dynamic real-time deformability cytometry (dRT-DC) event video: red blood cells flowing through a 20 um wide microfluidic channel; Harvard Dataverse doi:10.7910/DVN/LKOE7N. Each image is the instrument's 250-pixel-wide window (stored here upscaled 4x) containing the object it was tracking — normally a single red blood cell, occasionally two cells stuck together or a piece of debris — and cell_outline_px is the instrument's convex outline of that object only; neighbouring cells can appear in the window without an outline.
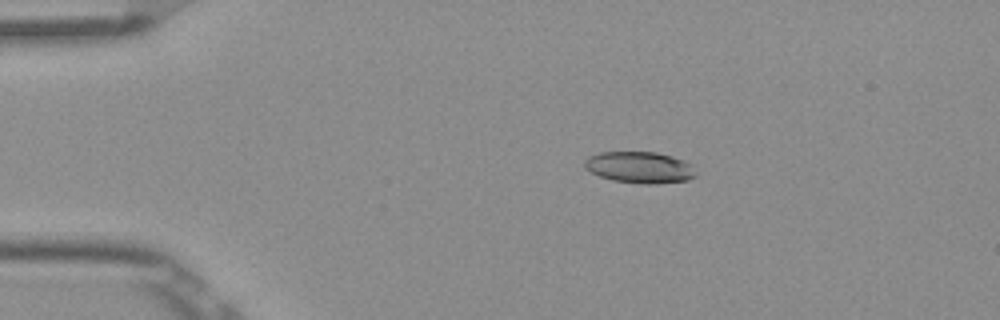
{"species": "Egyptian fruit bat (a non-hibernating species)", "species_latin": "Rousettus aegyptiacus", "temperature_condition": "room temperature", "stored_images_in_passage": 51, "camera_frame_rate_fps": 3000, "um_per_image_px": 0.085, "frame": {"image": 1, "passage_image": 9, "time_ms": 2.667, "image_size_px": [1000, 320], "cell_outline_px": [[696, 176], [688, 180], [656, 184], [644, 184], [612, 180], [600, 176], [584, 168], [584, 160], [588, 156], [600, 152], [656, 152], [672, 156], [684, 160], [692, 164]], "centroid_in_image_um": [54.37, 14.22], "position_along_channel_um": 30.6, "area_um2": 20.52}}
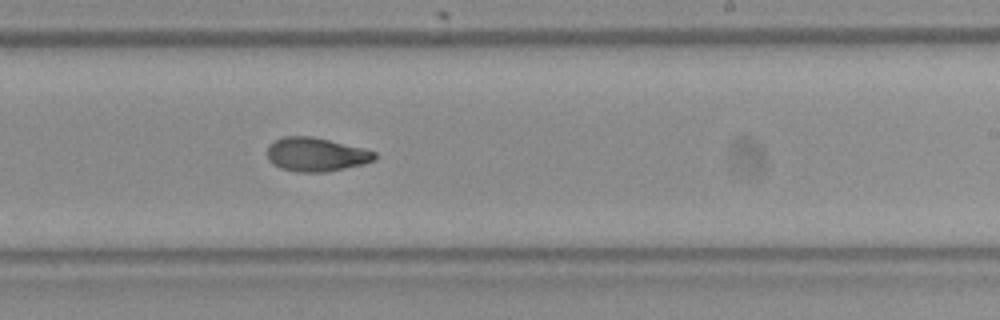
{"frame": {"image": 2, "passage_image": 31, "time_ms": 10.0, "image_size_px": [1000, 320], "cell_outline_px": [[376, 160], [364, 164], [324, 172], [296, 172], [280, 168], [272, 164], [268, 160], [268, 144], [284, 136], [312, 136], [364, 148], [376, 152]], "centroid_in_image_um": [26.86, 13.13], "position_along_channel_um": 262.1, "area_um2": 21.27}}
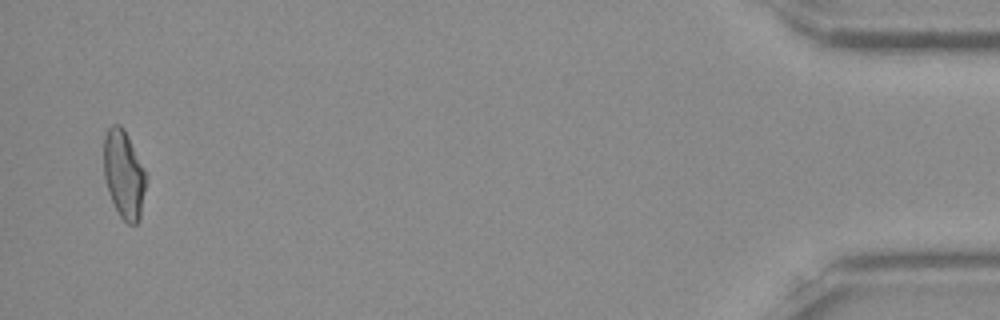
{"frame": {"image": 3, "passage_image": 50, "time_ms": 16.333, "image_size_px": [1000, 320], "cell_outline_px": [[148, 176], [140, 216], [136, 224], [128, 224], [120, 216], [112, 200], [104, 176], [104, 136], [108, 128], [112, 124], [120, 124], [124, 128]], "centroid_in_image_um": [10.54, 14.79], "position_along_channel_um": 424.7, "area_um2": 21.62}, "authors_computed_cell_mechanics": {"area_um2": 21.1548, "velocity_mm_per_s": 3.8907, "shape_relaxation_time_tau1_ms": 6.7082, "shape_relaxation_time_tau2_ms": 1.8696, "deformation_change_tau1": 0.207, "deformation_change_tau2": 0.0743}}